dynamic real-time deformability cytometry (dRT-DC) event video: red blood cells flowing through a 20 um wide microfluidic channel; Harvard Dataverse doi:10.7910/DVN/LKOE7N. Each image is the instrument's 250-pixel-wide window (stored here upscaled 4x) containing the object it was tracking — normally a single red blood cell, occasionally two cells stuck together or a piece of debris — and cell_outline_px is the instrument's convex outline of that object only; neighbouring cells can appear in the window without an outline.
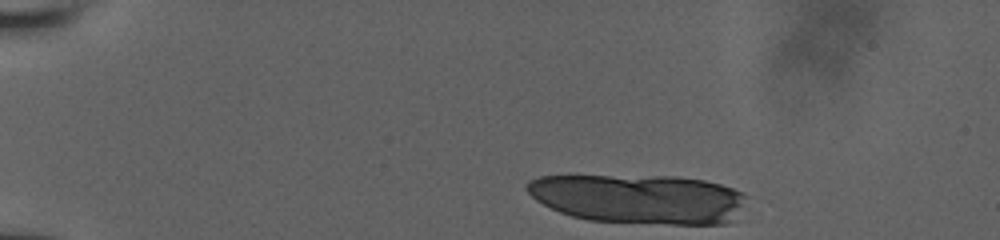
{"species": "human", "species_latin": "Homo sapiens", "temperature_condition": "room temperature", "stored_images_in_passage": 11, "camera_frame_rate_fps": 3000, "um_per_image_px": 0.085, "donor": {"sex": "male"}, "frame": {"image": 1, "passage_image": 1, "time_ms": 0.0, "image_size_px": [1000, 240], "cell_outline_px": [[748, 196], [728, 224], [668, 224], [588, 220], [572, 216], [560, 212], [536, 200], [524, 188], [528, 180], [540, 176], [676, 176], [704, 180], [720, 184], [744, 192]], "centroid_in_image_um": [54.29, 16.89], "position_along_channel_um": 30.7, "area_um2": 63.12}}